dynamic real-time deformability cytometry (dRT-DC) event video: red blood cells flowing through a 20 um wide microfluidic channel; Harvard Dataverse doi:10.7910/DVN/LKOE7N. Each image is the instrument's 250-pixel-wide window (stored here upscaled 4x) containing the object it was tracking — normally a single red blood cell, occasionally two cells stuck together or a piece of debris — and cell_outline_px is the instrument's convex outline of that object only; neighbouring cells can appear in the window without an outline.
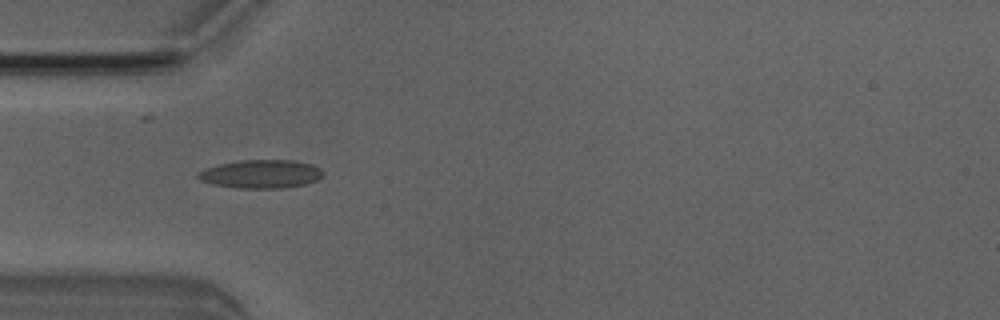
{"species": "Egyptian fruit bat (a non-hibernating species)", "species_latin": "Rousettus aegyptiacus", "temperature_condition": "room temperature", "stored_images_in_passage": 4, "camera_frame_rate_fps": 3000, "um_per_image_px": 0.085, "animal": {"sex": "male"}, "frame": {"image": 1, "passage_image": 2, "time_ms": 0.333, "image_size_px": [1000, 320], "cell_outline_px": [[324, 176], [316, 180], [304, 184], [284, 188], [240, 188], [212, 184], [200, 180], [196, 176], [196, 172], [204, 168], [220, 164], [240, 160], [292, 160], [312, 164], [320, 168], [324, 172]], "centroid_in_image_um": [22.17, 14.78], "position_along_channel_um": 62.8, "area_um2": 20.81}}